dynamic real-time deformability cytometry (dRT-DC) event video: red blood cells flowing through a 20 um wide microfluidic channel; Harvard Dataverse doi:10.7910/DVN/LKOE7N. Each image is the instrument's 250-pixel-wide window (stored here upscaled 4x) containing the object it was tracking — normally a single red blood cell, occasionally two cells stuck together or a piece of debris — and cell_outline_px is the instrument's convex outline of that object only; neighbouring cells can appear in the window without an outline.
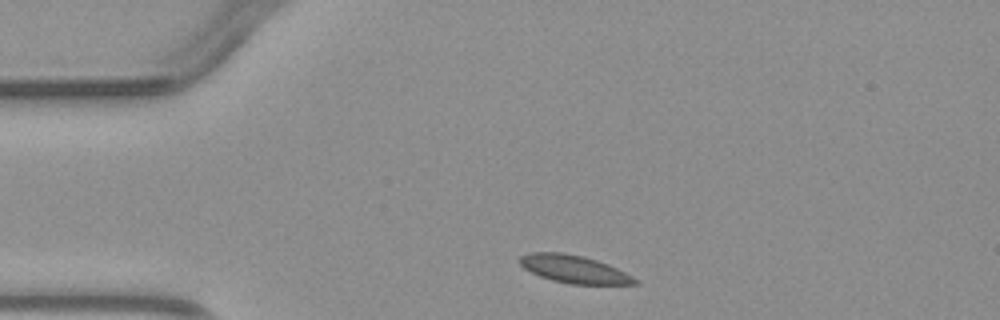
{"species": "common noctule bat (a hibernating species)", "species_latin": "Nyctalus noctula", "temperature_condition": "warm", "stored_images_in_passage": 4, "camera_frame_rate_fps": 3000, "um_per_image_px": 0.085, "animal": {"sex": "male", "body_mass_g": 23.1, "forearm_length_mm": 52.7}, "frame": {"image": 1, "passage_image": 1, "time_ms": 0.0, "image_size_px": [1000, 320], "cell_outline_px": [[640, 284], [572, 284], [552, 280], [540, 276], [524, 268], [516, 260], [520, 256], [528, 252], [560, 252], [584, 256], [608, 264], [640, 280]], "centroid_in_image_um": [48.78, 22.87], "position_along_channel_um": 36.2, "area_um2": 18.67}}
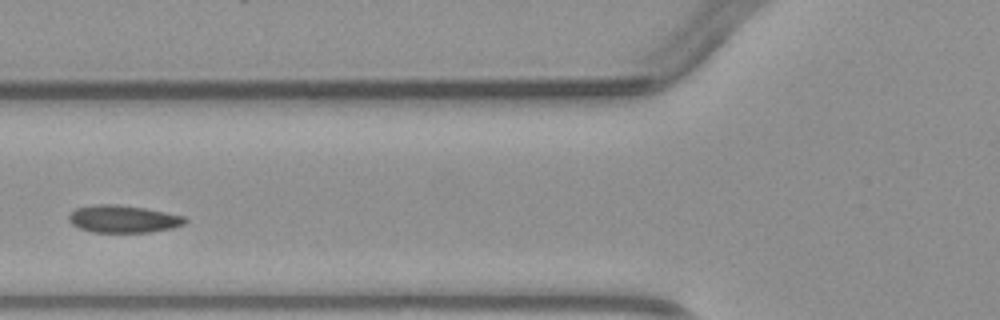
{"frame": {"image": 2, "passage_image": 3, "time_ms": 2.667, "image_size_px": [1000, 320], "cell_outline_px": [[188, 220], [184, 224], [172, 228], [152, 232], [92, 232], [80, 228], [72, 224], [68, 220], [68, 216], [76, 208], [96, 204], [116, 204], [144, 208], [184, 216]], "centroid_in_image_um": [10.47, 18.61], "position_along_channel_um": 115.3, "area_um2": 18.5}}
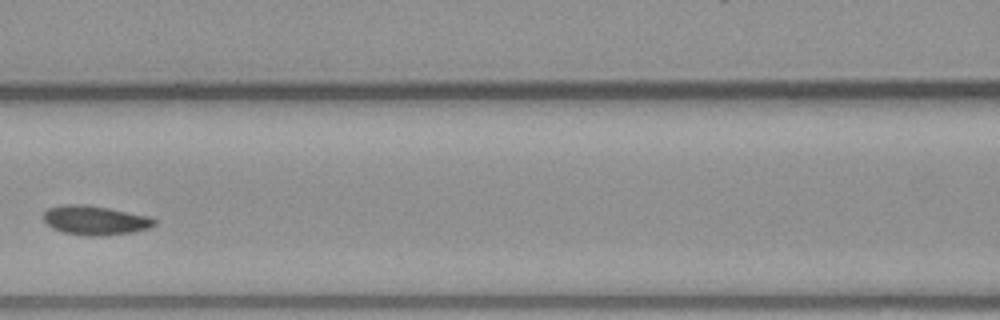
{"frame": {"image": 3, "passage_image": 4, "time_ms": 3.667, "image_size_px": [1000, 320], "cell_outline_px": [[156, 224], [148, 228], [132, 232], [104, 236], [84, 236], [64, 232], [52, 228], [44, 220], [44, 212], [48, 208], [60, 204], [84, 204], [108, 208], [148, 216], [156, 220]], "centroid_in_image_um": [8.06, 18.72], "position_along_channel_um": 158.5, "area_um2": 18.9}}